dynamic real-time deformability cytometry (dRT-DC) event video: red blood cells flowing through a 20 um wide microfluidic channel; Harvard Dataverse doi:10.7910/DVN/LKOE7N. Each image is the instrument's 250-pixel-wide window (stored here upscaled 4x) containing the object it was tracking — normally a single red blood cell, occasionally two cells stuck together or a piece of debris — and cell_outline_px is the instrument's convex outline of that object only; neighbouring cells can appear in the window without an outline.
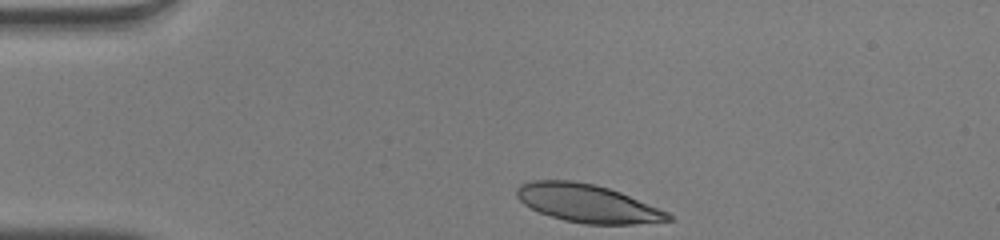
{"species": "human", "species_latin": "Homo sapiens", "temperature_condition": "warm", "stored_images_in_passage": 32, "camera_frame_rate_fps": 3000, "um_per_image_px": 0.085, "donor": {"sex": "male"}, "frame": {"image": 1, "passage_image": 1, "time_ms": 0.0, "image_size_px": [1000, 240], "cell_outline_px": [[676, 220], [632, 224], [584, 224], [564, 220], [540, 212], [524, 204], [516, 196], [516, 188], [520, 184], [532, 180], [572, 180], [596, 184], [620, 192], [668, 212]], "centroid_in_image_um": [49.93, 17.28], "position_along_channel_um": 35.1, "area_um2": 33.52}}
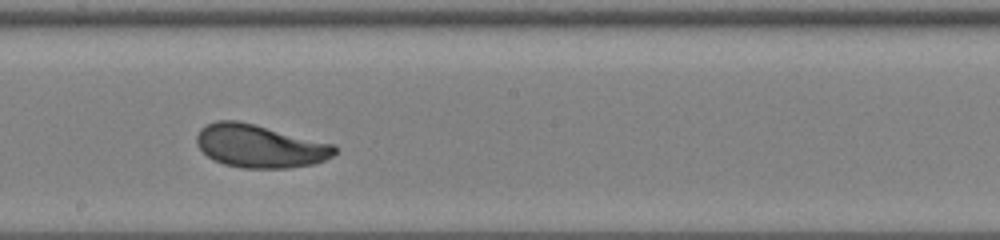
{"frame": {"image": 2, "passage_image": 19, "time_ms": 6.0, "image_size_px": [1000, 240], "cell_outline_px": [[336, 152], [332, 156], [324, 160], [312, 164], [288, 168], [244, 168], [224, 164], [212, 160], [196, 144], [196, 136], [200, 128], [216, 120], [236, 120], [336, 144]], "centroid_in_image_um": [22.07, 12.42], "position_along_channel_um": 226.1, "area_um2": 34.56}}
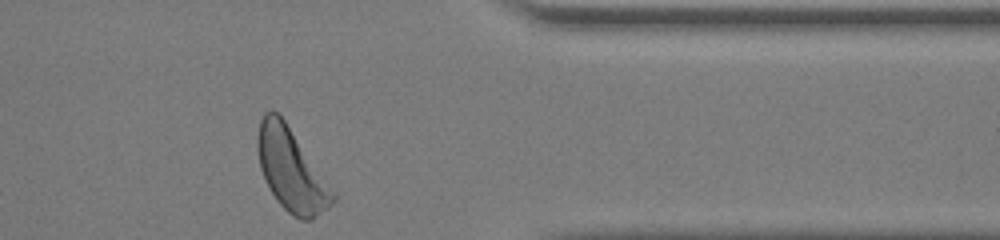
{"frame": {"image": 3, "passage_image": 32, "time_ms": 10.333, "image_size_px": [1000, 240], "cell_outline_px": [[336, 200], [328, 208], [312, 220], [300, 220], [292, 216], [276, 200], [260, 168], [256, 148], [256, 136], [260, 120], [264, 112], [276, 112], [284, 120], [336, 196]], "centroid_in_image_um": [24.72, 14.47], "position_along_channel_um": 386.7, "area_um2": 35.26}, "authors_computed_cell_mechanics": {"area_um2": 34.4777, "velocity_mm_per_s": 4.036, "shape_relaxation_time_tau1_ms": 2.9061, "shape_relaxation_time_tau2_ms": 3.5698, "deformation_change_tau1": 0.1493, "deformation_change_tau2": 0.0961}}